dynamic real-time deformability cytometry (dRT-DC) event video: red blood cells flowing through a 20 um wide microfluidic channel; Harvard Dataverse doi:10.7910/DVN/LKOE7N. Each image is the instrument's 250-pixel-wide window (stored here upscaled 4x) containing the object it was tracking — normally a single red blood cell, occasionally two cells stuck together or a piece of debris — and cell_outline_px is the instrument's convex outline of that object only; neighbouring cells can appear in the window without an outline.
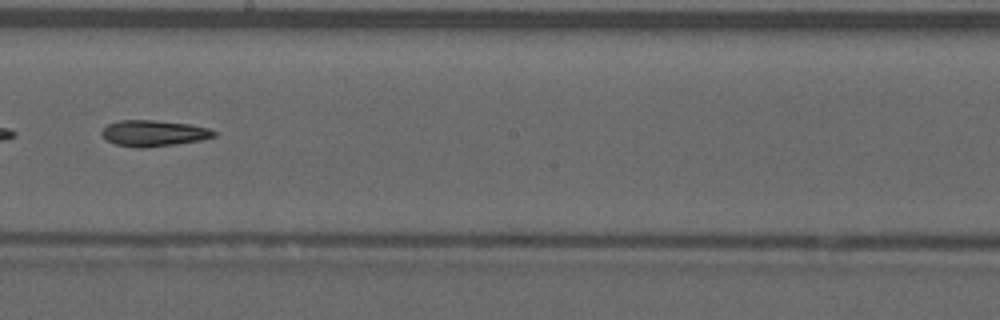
{"species": "common noctule bat (a hibernating species)", "species_latin": "Nyctalus noctula", "temperature_condition": "warm", "stored_images_in_passage": 52, "camera_frame_rate_fps": 3000, "um_per_image_px": 0.085, "animal": {"sex": "male", "forearm_length_mm": 52.5}, "frame": {"image": 1, "passage_image": 30, "time_ms": 9.667, "image_size_px": [1000, 320], "cell_outline_px": [[216, 136], [200, 140], [176, 144], [144, 148], [136, 148], [116, 144], [108, 140], [100, 132], [108, 124], [120, 120], [152, 120], [188, 124], [208, 128], [216, 132]], "centroid_in_image_um": [13.06, 11.33], "position_along_channel_um": 235.1, "area_um2": 16.88}}